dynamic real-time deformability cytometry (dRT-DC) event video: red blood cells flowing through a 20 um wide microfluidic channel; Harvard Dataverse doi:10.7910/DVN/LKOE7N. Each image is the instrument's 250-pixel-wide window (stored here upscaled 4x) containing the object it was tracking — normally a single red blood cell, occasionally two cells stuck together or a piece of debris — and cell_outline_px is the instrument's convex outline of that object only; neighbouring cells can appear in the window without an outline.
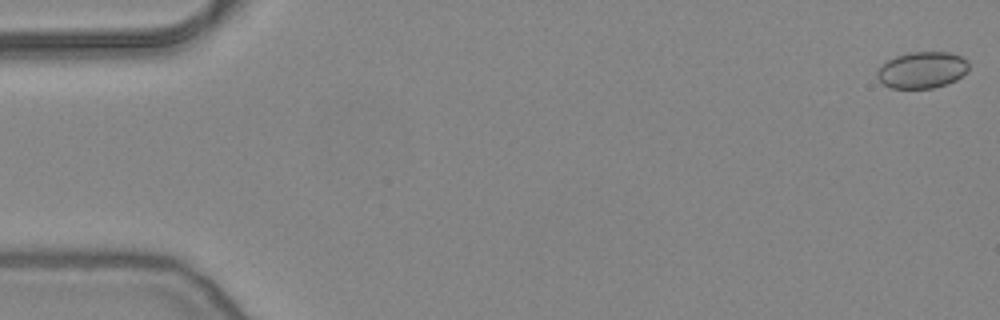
{"species": "common noctule bat (a hibernating species)", "species_latin": "Nyctalus noctula", "temperature_condition": "warm", "stored_images_in_passage": 11, "camera_frame_rate_fps": 3000, "um_per_image_px": 0.085, "animal": {"sex": "female", "body_mass_g": 24.6, "forearm_length_mm": 56.2}, "frame": {"image": 1, "passage_image": 1, "time_ms": 0.0, "image_size_px": [1000, 320], "cell_outline_px": [[968, 72], [956, 80], [948, 84], [932, 88], [892, 88], [884, 84], [876, 76], [876, 72], [888, 60], [896, 56], [908, 52], [948, 52], [960, 56], [968, 60]], "centroid_in_image_um": [78.41, 5.95], "position_along_channel_um": 6.6, "area_um2": 19.48}}